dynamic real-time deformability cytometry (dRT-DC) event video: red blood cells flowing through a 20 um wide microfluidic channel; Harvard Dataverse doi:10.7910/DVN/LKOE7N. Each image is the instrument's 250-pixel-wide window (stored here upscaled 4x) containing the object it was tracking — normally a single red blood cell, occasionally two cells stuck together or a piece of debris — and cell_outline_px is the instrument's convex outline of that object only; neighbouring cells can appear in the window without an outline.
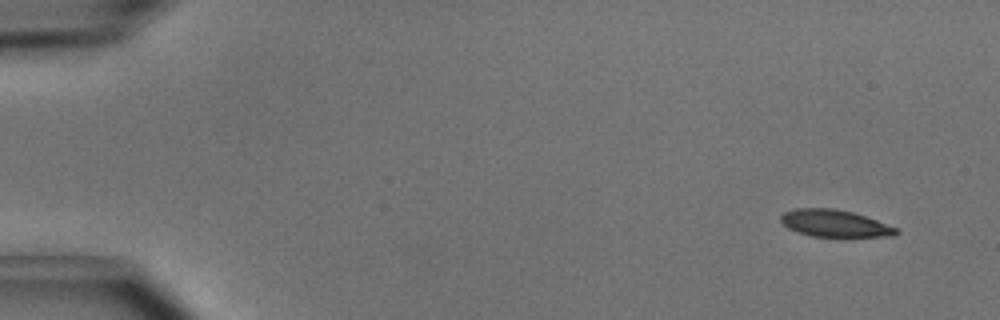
{"species": "common noctule bat (a hibernating species)", "species_latin": "Nyctalus noctula", "temperature_condition": "cold", "stored_images_in_passage": 6, "camera_frame_rate_fps": 3000, "um_per_image_px": 0.085, "animal": {"sex": "male", "body_mass_g": 15.6}, "frame": {"image": 1, "passage_image": 1, "time_ms": 0.0, "image_size_px": [1000, 320], "cell_outline_px": [[900, 232], [896, 236], [844, 240], [812, 236], [788, 228], [780, 220], [780, 216], [784, 212], [796, 208], [832, 208], [852, 212], [876, 220], [896, 228]], "centroid_in_image_um": [71.02, 19.05], "position_along_channel_um": 14.0, "area_um2": 19.07}}
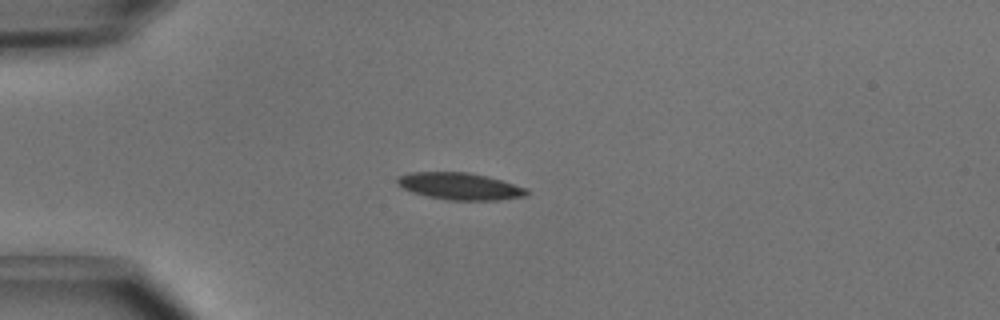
{"frame": {"image": 2, "passage_image": 4, "time_ms": 1.0, "image_size_px": [1000, 320], "cell_outline_px": [[532, 192], [528, 196], [500, 200], [448, 200], [428, 196], [412, 192], [396, 184], [396, 180], [400, 176], [408, 172], [468, 172], [488, 176], [528, 188]], "centroid_in_image_um": [39.15, 15.83], "position_along_channel_um": 45.8, "area_um2": 20.58}}